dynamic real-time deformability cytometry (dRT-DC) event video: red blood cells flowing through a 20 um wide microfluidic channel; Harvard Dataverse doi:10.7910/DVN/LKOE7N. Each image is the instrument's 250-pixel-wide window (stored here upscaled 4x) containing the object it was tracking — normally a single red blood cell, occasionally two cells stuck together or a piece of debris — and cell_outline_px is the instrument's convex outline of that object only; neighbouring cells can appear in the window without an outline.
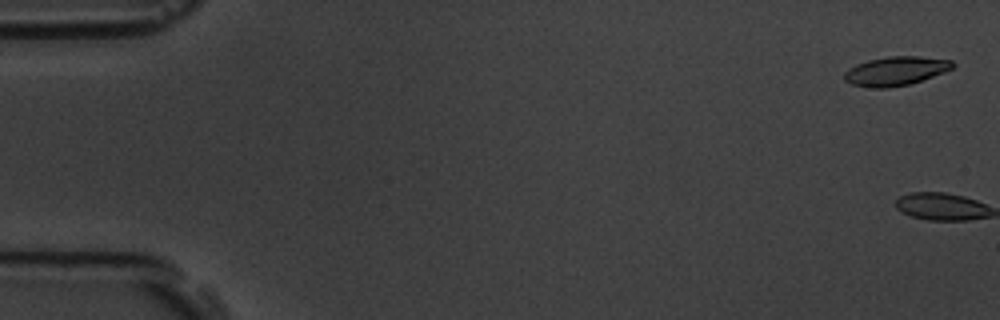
{"species": "common noctule bat (a hibernating species)", "species_latin": "Nyctalus noctula", "temperature_condition": "room temperature", "stored_images_in_passage": 6, "camera_frame_rate_fps": 3000, "um_per_image_px": 0.085, "animal": {"sex": "male", "body_mass_g": 19.5, "forearm_length_mm": 54.6}, "frame": {"image": 1, "passage_image": 1, "time_ms": 0.0, "image_size_px": [1000, 320], "cell_outline_px": [[956, 64], [952, 68], [944, 72], [908, 84], [888, 88], [876, 88], [852, 84], [844, 80], [844, 72], [848, 68], [856, 64], [868, 60], [888, 56], [920, 56], [952, 60]], "centroid_in_image_um": [76.12, 6.02], "position_along_channel_um": 8.9, "area_um2": 18.21}}